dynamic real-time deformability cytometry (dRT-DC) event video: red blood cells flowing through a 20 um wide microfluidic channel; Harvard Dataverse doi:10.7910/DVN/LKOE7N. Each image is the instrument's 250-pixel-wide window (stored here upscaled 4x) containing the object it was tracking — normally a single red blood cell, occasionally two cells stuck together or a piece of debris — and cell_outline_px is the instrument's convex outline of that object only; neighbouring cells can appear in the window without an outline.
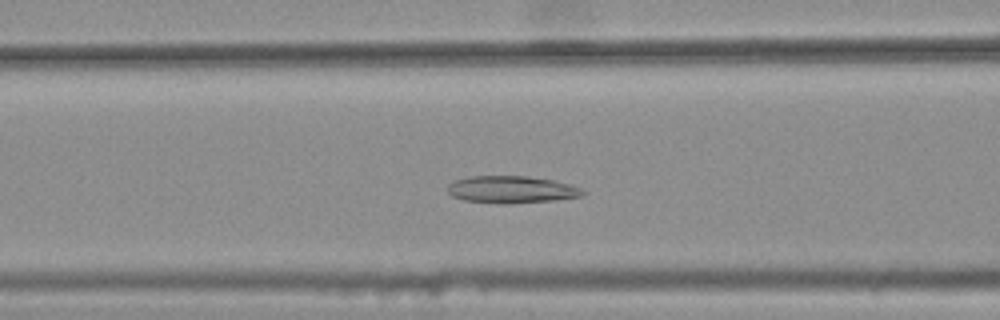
{"species": "common noctule bat (a hibernating species)", "species_latin": "Nyctalus noctula", "temperature_condition": "warm", "stored_images_in_passage": 41, "camera_frame_rate_fps": 3000, "um_per_image_px": 0.085, "animal": {"sex": "female", "body_mass_g": 25.1}, "frame": {"image": 1, "passage_image": 18, "time_ms": 5.667, "image_size_px": [1000, 320], "cell_outline_px": [[588, 192], [580, 196], [556, 200], [508, 204], [500, 204], [464, 200], [452, 196], [448, 192], [448, 184], [456, 180], [468, 176], [528, 176], [552, 180], [568, 184], [580, 188]], "centroid_in_image_um": [43.47, 16.12], "position_along_channel_um": 123.1, "area_um2": 21.44}}
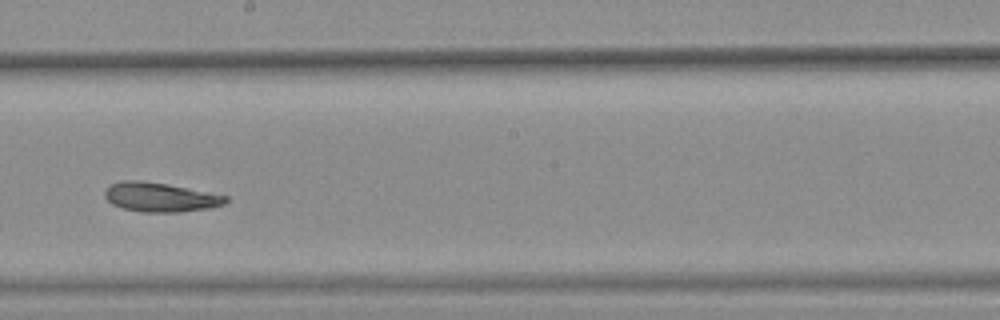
{"frame": {"image": 2, "passage_image": 27, "time_ms": 8.667, "image_size_px": [1000, 320], "cell_outline_px": [[228, 200], [224, 204], [212, 208], [176, 212], [140, 212], [124, 208], [112, 204], [104, 196], [104, 188], [108, 184], [120, 180], [140, 180], [168, 184], [228, 196]], "centroid_in_image_um": [13.58, 16.75], "position_along_channel_um": 234.6, "area_um2": 20.81}}
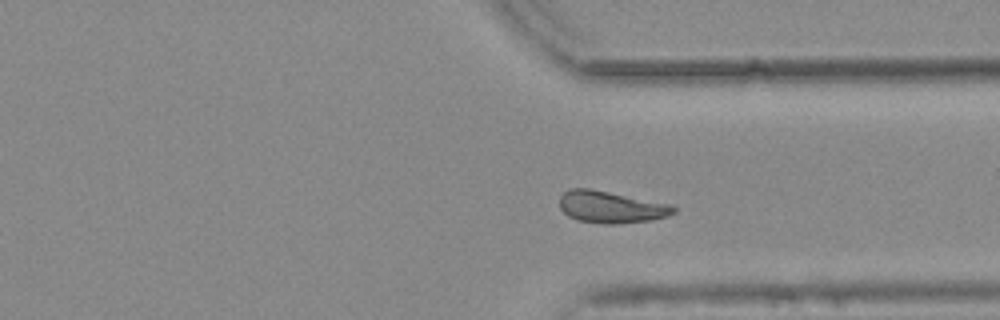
{"frame": {"image": 3, "passage_image": 37, "time_ms": 12.0, "image_size_px": [1000, 320], "cell_outline_px": [[676, 212], [668, 216], [652, 220], [620, 224], [604, 224], [576, 220], [568, 216], [560, 208], [560, 196], [564, 192], [572, 188], [588, 188], [668, 204], [676, 208]], "centroid_in_image_um": [51.91, 17.62], "position_along_channel_um": 359.5, "area_um2": 21.04}, "authors_computed_cell_mechanics": {"area_um2": 21.4438, "velocity_mm_per_s": 3.7263, "shape_relaxation_time_tau1_ms": null, "shape_relaxation_time_tau2_ms": 3.3044, "deformation_change_tau1": null, "deformation_change_tau2": 0.0976}}